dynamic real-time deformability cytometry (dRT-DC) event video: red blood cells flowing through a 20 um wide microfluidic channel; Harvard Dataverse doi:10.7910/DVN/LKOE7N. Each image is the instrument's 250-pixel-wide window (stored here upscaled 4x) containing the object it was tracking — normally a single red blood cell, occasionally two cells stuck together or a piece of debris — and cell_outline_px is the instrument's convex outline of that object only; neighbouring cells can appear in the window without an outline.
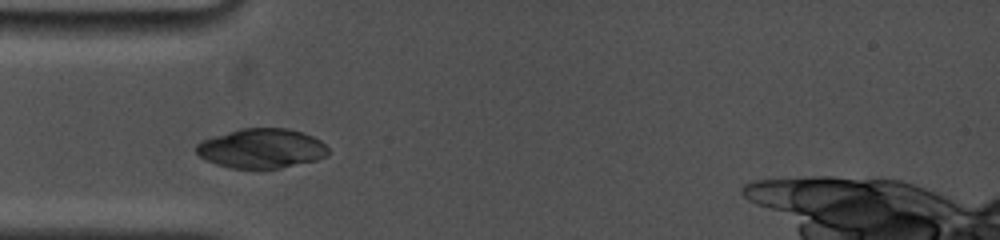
{"species": "common noctule bat (a hibernating species)", "species_latin": "Nyctalus noctula", "temperature_condition": "cold", "stored_images_in_passage": 2, "camera_frame_rate_fps": 5000, "um_per_image_px": 0.085, "animal": {"sex": "female", "body_mass_g": 19.0, "forearm_length_mm": 53.3}, "frame": {"image": 1, "passage_image": 1, "time_ms": 0.0, "image_size_px": [1000, 240], "cell_outline_px": [[328, 156], [316, 160], [280, 168], [260, 172], [232, 168], [216, 164], [200, 156], [196, 152], [196, 144], [200, 140], [240, 128], [288, 128], [304, 132], [320, 140], [328, 148]], "centroid_in_image_um": [22.23, 12.64], "position_along_channel_um": 62.8, "area_um2": 31.15}}